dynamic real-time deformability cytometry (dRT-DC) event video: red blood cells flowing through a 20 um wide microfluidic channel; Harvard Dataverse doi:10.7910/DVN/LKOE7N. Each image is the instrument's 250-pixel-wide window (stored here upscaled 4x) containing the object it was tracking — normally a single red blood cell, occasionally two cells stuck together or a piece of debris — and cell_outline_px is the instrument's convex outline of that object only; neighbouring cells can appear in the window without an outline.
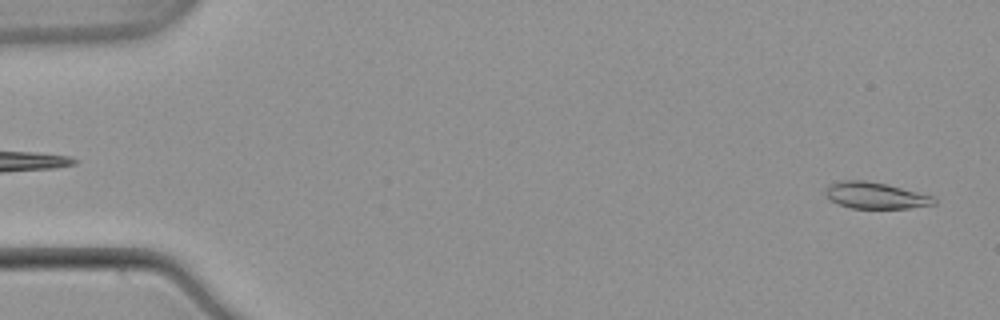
{"species": "common noctule bat (a hibernating species)", "species_latin": "Nyctalus noctula", "temperature_condition": "warm", "stored_images_in_passage": 10, "camera_frame_rate_fps": 3000, "um_per_image_px": 0.085, "animal": {"sex": "male", "body_mass_g": 21.5, "forearm_length_mm": 52.0}, "frame": {"image": 1, "passage_image": 2, "time_ms": 0.333, "image_size_px": [1000, 320], "cell_outline_px": [[936, 204], [908, 208], [852, 208], [840, 204], [832, 200], [824, 192], [832, 184], [840, 180], [864, 180], [888, 184], [932, 196], [936, 200]], "centroid_in_image_um": [74.44, 16.61], "position_along_channel_um": 10.6, "area_um2": 16.42}}